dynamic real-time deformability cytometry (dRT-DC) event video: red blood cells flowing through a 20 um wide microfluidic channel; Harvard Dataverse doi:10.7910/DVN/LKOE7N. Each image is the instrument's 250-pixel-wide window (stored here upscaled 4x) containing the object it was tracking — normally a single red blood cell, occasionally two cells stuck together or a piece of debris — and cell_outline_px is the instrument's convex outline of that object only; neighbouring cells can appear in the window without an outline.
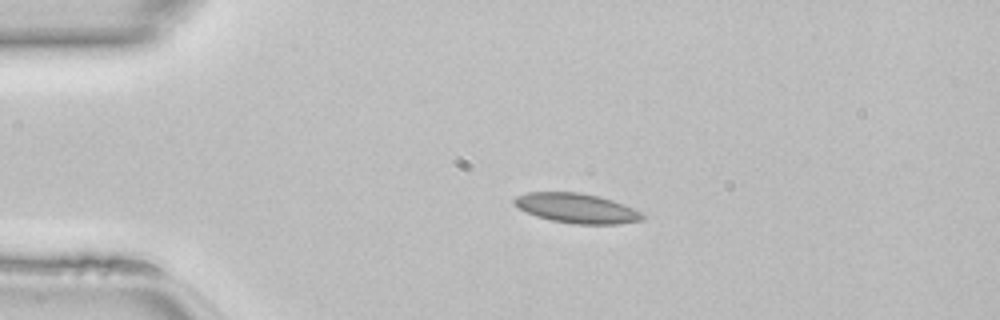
{"species": "common noctule bat (a hibernating species)", "species_latin": "Nyctalus noctula", "temperature_condition": "room temperature", "stored_images_in_passage": 47, "camera_frame_rate_fps": 3000, "um_per_image_px": 0.085, "animal": {"sex": "female", "body_mass_g": 22.7, "forearm_length_mm": 54.2}, "frame": {"image": 1, "passage_image": 10, "time_ms": 3.0, "image_size_px": [1000, 320], "cell_outline_px": [[644, 220], [620, 224], [572, 224], [552, 220], [536, 216], [520, 208], [512, 200], [516, 196], [528, 192], [580, 192], [600, 196], [612, 200], [632, 208], [640, 212], [644, 216]], "centroid_in_image_um": [49.03, 17.7], "position_along_channel_um": 36.0, "area_um2": 22.08}}
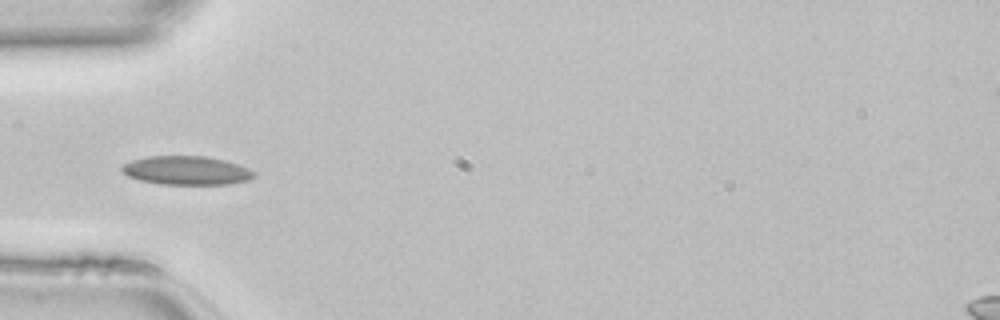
{"frame": {"image": 2, "passage_image": 15, "time_ms": 4.667, "image_size_px": [1000, 320], "cell_outline_px": [[256, 176], [248, 180], [228, 184], [160, 184], [140, 180], [128, 176], [120, 168], [124, 164], [132, 160], [148, 156], [204, 156], [224, 160], [248, 168], [256, 172]], "centroid_in_image_um": [15.86, 14.49], "position_along_channel_um": 69.1, "area_um2": 22.02}}
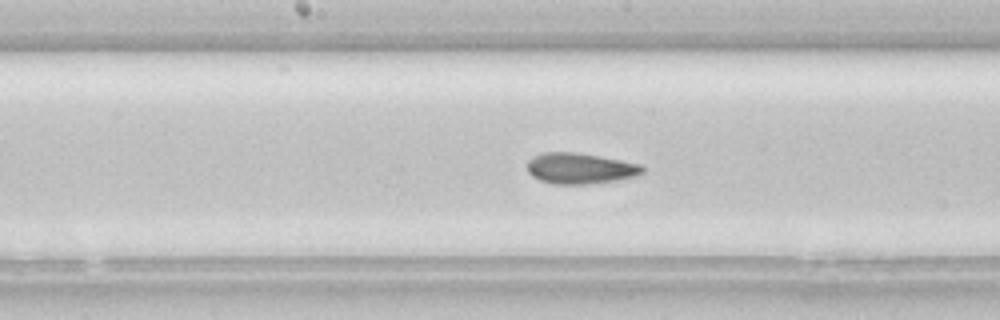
{"frame": {"image": 3, "passage_image": 24, "time_ms": 7.667, "image_size_px": [1000, 320], "cell_outline_px": [[644, 172], [640, 176], [588, 184], [552, 184], [540, 180], [532, 176], [528, 172], [528, 160], [532, 156], [544, 152], [576, 152], [620, 160], [640, 164], [644, 168]], "centroid_in_image_um": [49.3, 14.31], "position_along_channel_um": 198.9, "area_um2": 20.75}}